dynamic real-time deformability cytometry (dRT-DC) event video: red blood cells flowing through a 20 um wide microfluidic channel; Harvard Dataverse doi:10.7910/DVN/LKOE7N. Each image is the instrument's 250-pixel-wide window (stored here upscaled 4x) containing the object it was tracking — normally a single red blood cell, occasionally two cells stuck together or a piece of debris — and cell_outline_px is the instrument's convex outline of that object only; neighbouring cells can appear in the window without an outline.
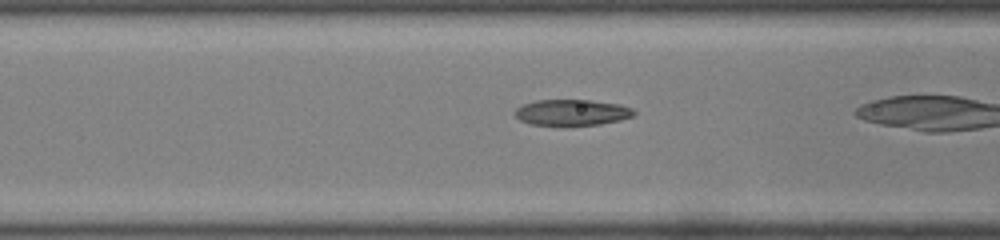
{"species": "common noctule bat (a hibernating species)", "species_latin": "Nyctalus noctula", "temperature_condition": "room temperature", "stored_images_in_passage": 17, "camera_frame_rate_fps": 3000, "um_per_image_px": 0.085, "animal": {"sex": "male", "body_mass_g": 19.0, "forearm_length_mm": 50.8}, "frame": {"image": 1, "passage_image": 15, "time_ms": 4.667, "image_size_px": [1000, 240], "cell_outline_px": [[636, 112], [632, 116], [620, 120], [600, 124], [532, 124], [520, 120], [516, 116], [516, 108], [524, 104], [536, 100], [588, 100], [620, 104], [632, 108]], "centroid_in_image_um": [48.64, 9.54], "position_along_channel_um": 118.0, "area_um2": 17.57}}